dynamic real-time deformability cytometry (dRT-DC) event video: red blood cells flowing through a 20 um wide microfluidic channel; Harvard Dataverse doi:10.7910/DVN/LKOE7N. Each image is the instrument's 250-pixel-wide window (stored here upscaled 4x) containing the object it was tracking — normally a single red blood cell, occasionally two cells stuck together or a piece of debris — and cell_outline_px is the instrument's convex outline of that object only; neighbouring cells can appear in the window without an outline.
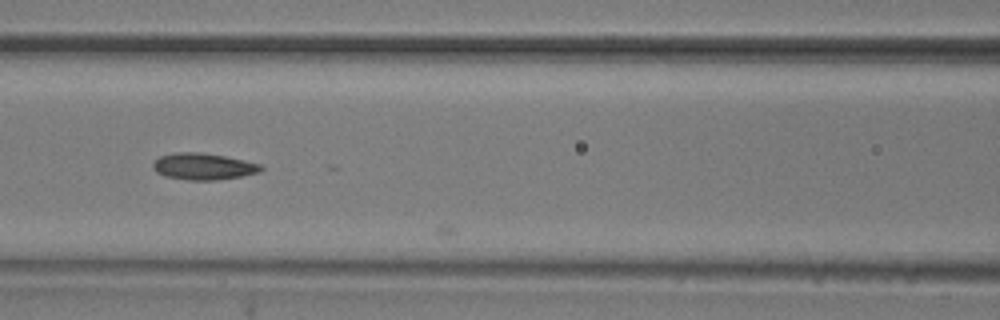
{"species": "common noctule bat (a hibernating species)", "species_latin": "Nyctalus noctula", "temperature_condition": "room temperature", "stored_images_in_passage": 11, "camera_frame_rate_fps": 3000, "um_per_image_px": 0.085, "animal": {"sex": "male", "body_mass_g": 20.5, "forearm_length_mm": 52.5}, "frame": {"image": 1, "passage_image": 10, "time_ms": 3.0, "image_size_px": [1000, 320], "cell_outline_px": [[264, 168], [260, 172], [240, 176], [216, 180], [188, 180], [164, 176], [156, 172], [152, 168], [152, 164], [160, 156], [176, 152], [200, 152], [224, 156], [244, 160], [260, 164]], "centroid_in_image_um": [17.26, 14.15], "position_along_channel_um": 149.3, "area_um2": 16.7}}